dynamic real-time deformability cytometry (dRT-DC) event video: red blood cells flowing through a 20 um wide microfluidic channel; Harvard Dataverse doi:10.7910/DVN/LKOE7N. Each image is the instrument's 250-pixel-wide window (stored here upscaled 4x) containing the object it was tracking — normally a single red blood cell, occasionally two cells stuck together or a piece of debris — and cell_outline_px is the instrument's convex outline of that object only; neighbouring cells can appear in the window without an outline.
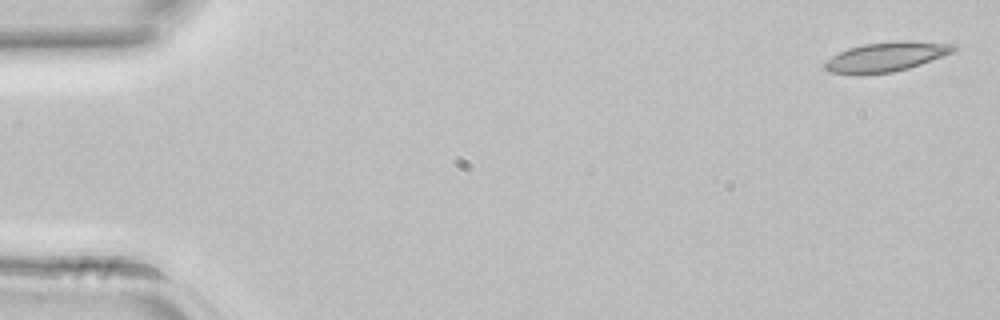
{"species": "common noctule bat (a hibernating species)", "species_latin": "Nyctalus noctula", "temperature_condition": "room temperature", "stored_images_in_passage": 39, "camera_frame_rate_fps": 3000, "um_per_image_px": 0.085, "animal": {"sex": "female", "body_mass_g": 22.7, "forearm_length_mm": 54.2}, "frame": {"image": 1, "passage_image": 1, "time_ms": 0.0, "image_size_px": [1000, 320], "cell_outline_px": [[960, 48], [952, 52], [920, 64], [908, 68], [892, 72], [860, 76], [828, 72], [824, 68], [824, 64], [832, 56], [848, 48], [864, 44], [900, 40], [912, 40], [960, 44]], "centroid_in_image_um": [75.35, 4.83], "position_along_channel_um": 9.7, "area_um2": 22.6}}
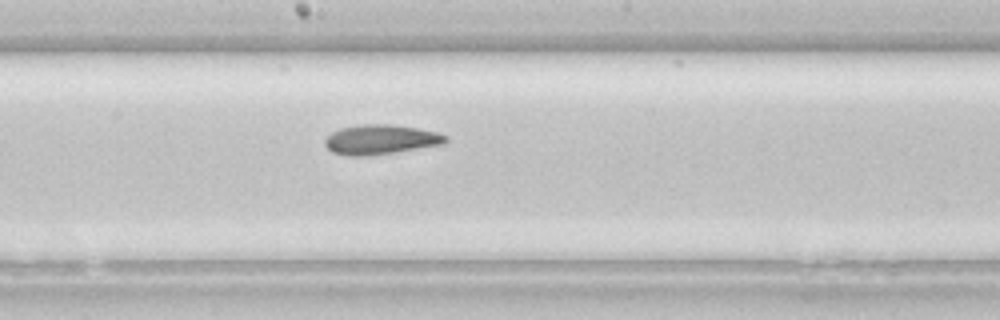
{"frame": {"image": 2, "passage_image": 23, "time_ms": 7.333, "image_size_px": [1000, 320], "cell_outline_px": [[448, 140], [444, 144], [392, 152], [364, 156], [348, 156], [332, 152], [324, 144], [324, 140], [332, 132], [340, 128], [364, 124], [388, 124], [416, 128], [436, 132], [448, 136]], "centroid_in_image_um": [32.33, 11.86], "position_along_channel_um": 215.9, "area_um2": 20.63}}
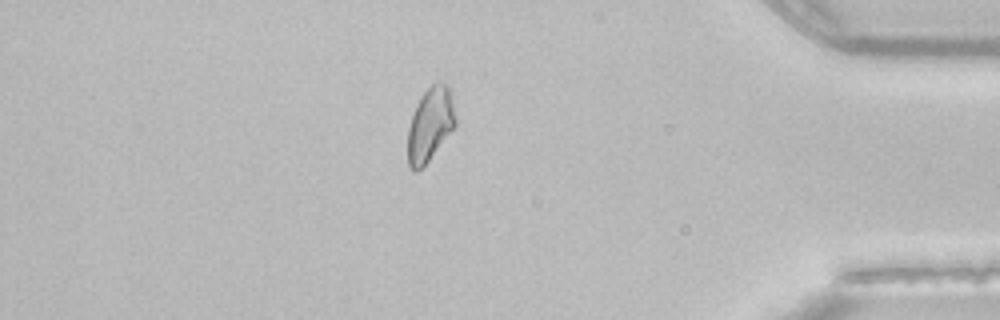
{"frame": {"image": 3, "passage_image": 37, "time_ms": 12.0, "image_size_px": [1000, 320], "cell_outline_px": [[456, 124], [428, 160], [416, 172], [412, 172], [408, 168], [408, 128], [416, 104], [420, 96], [432, 84], [440, 80], [448, 84], [456, 116]], "centroid_in_image_um": [36.55, 10.54], "position_along_channel_um": 398.7, "area_um2": 20.35}}